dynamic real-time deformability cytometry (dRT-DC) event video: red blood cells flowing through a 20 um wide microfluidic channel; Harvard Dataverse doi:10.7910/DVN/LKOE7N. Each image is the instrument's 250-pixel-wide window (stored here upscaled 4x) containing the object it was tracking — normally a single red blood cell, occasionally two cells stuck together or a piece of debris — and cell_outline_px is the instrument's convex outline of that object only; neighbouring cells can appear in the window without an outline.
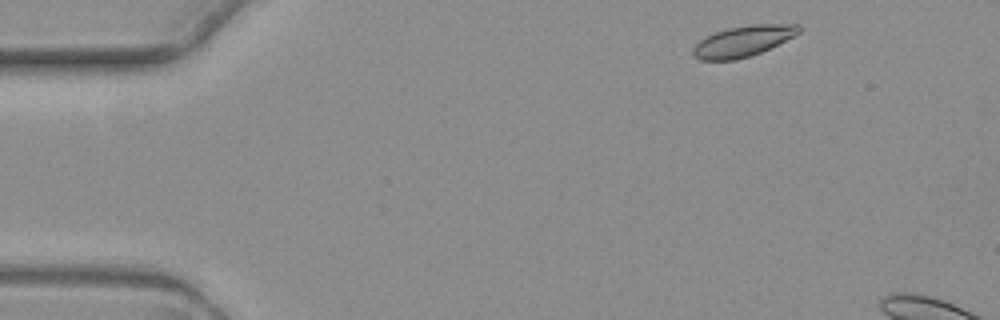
{"species": "common noctule bat (a hibernating species)", "species_latin": "Nyctalus noctula", "temperature_condition": "warm", "stored_images_in_passage": 3, "camera_frame_rate_fps": 3000, "um_per_image_px": 0.085, "animal": {"sex": "female", "body_mass_g": 19.3, "forearm_length_mm": 54.1}, "frame": {"image": 1, "passage_image": 1, "time_ms": 0.0, "image_size_px": [1000, 320], "cell_outline_px": [[804, 28], [800, 32], [760, 52], [736, 60], [700, 60], [692, 56], [692, 48], [700, 40], [716, 32], [728, 28], [756, 24], [800, 24]], "centroid_in_image_um": [63.14, 3.5], "position_along_channel_um": 21.9, "area_um2": 18.73}}